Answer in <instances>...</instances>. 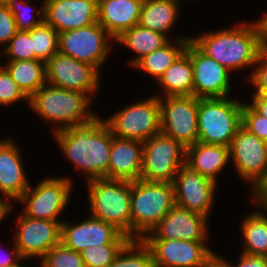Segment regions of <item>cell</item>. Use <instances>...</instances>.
<instances>
[{
  "label": "cell",
  "mask_w": 267,
  "mask_h": 267,
  "mask_svg": "<svg viewBox=\"0 0 267 267\" xmlns=\"http://www.w3.org/2000/svg\"><path fill=\"white\" fill-rule=\"evenodd\" d=\"M54 133L63 155L78 170L87 174V181L108 179L109 155L114 135L104 120L94 114L87 121Z\"/></svg>",
  "instance_id": "1"
},
{
  "label": "cell",
  "mask_w": 267,
  "mask_h": 267,
  "mask_svg": "<svg viewBox=\"0 0 267 267\" xmlns=\"http://www.w3.org/2000/svg\"><path fill=\"white\" fill-rule=\"evenodd\" d=\"M245 24V25H244ZM240 24L235 28L208 32L190 41L207 57L231 71L255 66L263 50L257 22Z\"/></svg>",
  "instance_id": "2"
},
{
  "label": "cell",
  "mask_w": 267,
  "mask_h": 267,
  "mask_svg": "<svg viewBox=\"0 0 267 267\" xmlns=\"http://www.w3.org/2000/svg\"><path fill=\"white\" fill-rule=\"evenodd\" d=\"M175 205L174 185L167 182H131V239H142ZM138 237V238H137Z\"/></svg>",
  "instance_id": "3"
},
{
  "label": "cell",
  "mask_w": 267,
  "mask_h": 267,
  "mask_svg": "<svg viewBox=\"0 0 267 267\" xmlns=\"http://www.w3.org/2000/svg\"><path fill=\"white\" fill-rule=\"evenodd\" d=\"M87 183L92 217L112 224L131 239V181L96 178Z\"/></svg>",
  "instance_id": "4"
},
{
  "label": "cell",
  "mask_w": 267,
  "mask_h": 267,
  "mask_svg": "<svg viewBox=\"0 0 267 267\" xmlns=\"http://www.w3.org/2000/svg\"><path fill=\"white\" fill-rule=\"evenodd\" d=\"M90 101L86 94L46 83L29 98V105L41 118L61 123L54 129L57 132L91 118L95 113L88 109Z\"/></svg>",
  "instance_id": "5"
},
{
  "label": "cell",
  "mask_w": 267,
  "mask_h": 267,
  "mask_svg": "<svg viewBox=\"0 0 267 267\" xmlns=\"http://www.w3.org/2000/svg\"><path fill=\"white\" fill-rule=\"evenodd\" d=\"M242 107L228 97L198 98V142L230 147L242 124Z\"/></svg>",
  "instance_id": "6"
},
{
  "label": "cell",
  "mask_w": 267,
  "mask_h": 267,
  "mask_svg": "<svg viewBox=\"0 0 267 267\" xmlns=\"http://www.w3.org/2000/svg\"><path fill=\"white\" fill-rule=\"evenodd\" d=\"M186 164V148L162 132L143 142L141 179L173 183L179 169Z\"/></svg>",
  "instance_id": "7"
},
{
  "label": "cell",
  "mask_w": 267,
  "mask_h": 267,
  "mask_svg": "<svg viewBox=\"0 0 267 267\" xmlns=\"http://www.w3.org/2000/svg\"><path fill=\"white\" fill-rule=\"evenodd\" d=\"M104 121L115 137L144 142L161 132L159 97L129 105Z\"/></svg>",
  "instance_id": "8"
},
{
  "label": "cell",
  "mask_w": 267,
  "mask_h": 267,
  "mask_svg": "<svg viewBox=\"0 0 267 267\" xmlns=\"http://www.w3.org/2000/svg\"><path fill=\"white\" fill-rule=\"evenodd\" d=\"M165 100V101H164ZM159 97L161 132L185 148L198 142V98L189 96Z\"/></svg>",
  "instance_id": "9"
},
{
  "label": "cell",
  "mask_w": 267,
  "mask_h": 267,
  "mask_svg": "<svg viewBox=\"0 0 267 267\" xmlns=\"http://www.w3.org/2000/svg\"><path fill=\"white\" fill-rule=\"evenodd\" d=\"M230 159L247 181L254 183V196L267 184V145L242 126L230 145Z\"/></svg>",
  "instance_id": "10"
},
{
  "label": "cell",
  "mask_w": 267,
  "mask_h": 267,
  "mask_svg": "<svg viewBox=\"0 0 267 267\" xmlns=\"http://www.w3.org/2000/svg\"><path fill=\"white\" fill-rule=\"evenodd\" d=\"M109 39L114 40L98 22H95L87 27L60 32L59 52L99 69L107 59Z\"/></svg>",
  "instance_id": "11"
},
{
  "label": "cell",
  "mask_w": 267,
  "mask_h": 267,
  "mask_svg": "<svg viewBox=\"0 0 267 267\" xmlns=\"http://www.w3.org/2000/svg\"><path fill=\"white\" fill-rule=\"evenodd\" d=\"M69 178H46L35 189L29 188L17 200L25 203L23 215L31 219L58 221L57 216L69 202L71 191Z\"/></svg>",
  "instance_id": "12"
},
{
  "label": "cell",
  "mask_w": 267,
  "mask_h": 267,
  "mask_svg": "<svg viewBox=\"0 0 267 267\" xmlns=\"http://www.w3.org/2000/svg\"><path fill=\"white\" fill-rule=\"evenodd\" d=\"M46 82L54 87L78 91L89 98L99 86V71L95 66L77 61L57 52L46 62Z\"/></svg>",
  "instance_id": "13"
},
{
  "label": "cell",
  "mask_w": 267,
  "mask_h": 267,
  "mask_svg": "<svg viewBox=\"0 0 267 267\" xmlns=\"http://www.w3.org/2000/svg\"><path fill=\"white\" fill-rule=\"evenodd\" d=\"M15 238V246L23 258L40 259L61 242V221L31 219L21 214Z\"/></svg>",
  "instance_id": "14"
},
{
  "label": "cell",
  "mask_w": 267,
  "mask_h": 267,
  "mask_svg": "<svg viewBox=\"0 0 267 267\" xmlns=\"http://www.w3.org/2000/svg\"><path fill=\"white\" fill-rule=\"evenodd\" d=\"M208 217L174 205L159 223L142 239H168L205 242ZM152 235V236H151Z\"/></svg>",
  "instance_id": "15"
},
{
  "label": "cell",
  "mask_w": 267,
  "mask_h": 267,
  "mask_svg": "<svg viewBox=\"0 0 267 267\" xmlns=\"http://www.w3.org/2000/svg\"><path fill=\"white\" fill-rule=\"evenodd\" d=\"M217 182L193 171L186 164L175 176V204L208 217Z\"/></svg>",
  "instance_id": "16"
},
{
  "label": "cell",
  "mask_w": 267,
  "mask_h": 267,
  "mask_svg": "<svg viewBox=\"0 0 267 267\" xmlns=\"http://www.w3.org/2000/svg\"><path fill=\"white\" fill-rule=\"evenodd\" d=\"M130 240L112 224L92 216L76 225L61 224V243L78 253L89 246L127 244Z\"/></svg>",
  "instance_id": "17"
},
{
  "label": "cell",
  "mask_w": 267,
  "mask_h": 267,
  "mask_svg": "<svg viewBox=\"0 0 267 267\" xmlns=\"http://www.w3.org/2000/svg\"><path fill=\"white\" fill-rule=\"evenodd\" d=\"M190 58L193 67V95L197 98L228 97L229 70L203 54L191 41Z\"/></svg>",
  "instance_id": "18"
},
{
  "label": "cell",
  "mask_w": 267,
  "mask_h": 267,
  "mask_svg": "<svg viewBox=\"0 0 267 267\" xmlns=\"http://www.w3.org/2000/svg\"><path fill=\"white\" fill-rule=\"evenodd\" d=\"M44 22L58 33L97 22L98 0H44Z\"/></svg>",
  "instance_id": "19"
},
{
  "label": "cell",
  "mask_w": 267,
  "mask_h": 267,
  "mask_svg": "<svg viewBox=\"0 0 267 267\" xmlns=\"http://www.w3.org/2000/svg\"><path fill=\"white\" fill-rule=\"evenodd\" d=\"M150 248L154 267H199L211 252L205 242L142 239Z\"/></svg>",
  "instance_id": "20"
},
{
  "label": "cell",
  "mask_w": 267,
  "mask_h": 267,
  "mask_svg": "<svg viewBox=\"0 0 267 267\" xmlns=\"http://www.w3.org/2000/svg\"><path fill=\"white\" fill-rule=\"evenodd\" d=\"M143 142L113 136L109 155L108 179H141Z\"/></svg>",
  "instance_id": "21"
},
{
  "label": "cell",
  "mask_w": 267,
  "mask_h": 267,
  "mask_svg": "<svg viewBox=\"0 0 267 267\" xmlns=\"http://www.w3.org/2000/svg\"><path fill=\"white\" fill-rule=\"evenodd\" d=\"M144 0H98L97 22L115 40L138 25Z\"/></svg>",
  "instance_id": "22"
},
{
  "label": "cell",
  "mask_w": 267,
  "mask_h": 267,
  "mask_svg": "<svg viewBox=\"0 0 267 267\" xmlns=\"http://www.w3.org/2000/svg\"><path fill=\"white\" fill-rule=\"evenodd\" d=\"M20 152L10 139L0 140V192L7 199H19L29 188Z\"/></svg>",
  "instance_id": "23"
},
{
  "label": "cell",
  "mask_w": 267,
  "mask_h": 267,
  "mask_svg": "<svg viewBox=\"0 0 267 267\" xmlns=\"http://www.w3.org/2000/svg\"><path fill=\"white\" fill-rule=\"evenodd\" d=\"M229 158L230 147L225 145L197 142L186 148V165L215 182Z\"/></svg>",
  "instance_id": "24"
},
{
  "label": "cell",
  "mask_w": 267,
  "mask_h": 267,
  "mask_svg": "<svg viewBox=\"0 0 267 267\" xmlns=\"http://www.w3.org/2000/svg\"><path fill=\"white\" fill-rule=\"evenodd\" d=\"M193 67L190 58V41L186 50L159 78L165 96L193 95Z\"/></svg>",
  "instance_id": "25"
},
{
  "label": "cell",
  "mask_w": 267,
  "mask_h": 267,
  "mask_svg": "<svg viewBox=\"0 0 267 267\" xmlns=\"http://www.w3.org/2000/svg\"><path fill=\"white\" fill-rule=\"evenodd\" d=\"M179 0H144L138 25L166 36L178 14Z\"/></svg>",
  "instance_id": "26"
},
{
  "label": "cell",
  "mask_w": 267,
  "mask_h": 267,
  "mask_svg": "<svg viewBox=\"0 0 267 267\" xmlns=\"http://www.w3.org/2000/svg\"><path fill=\"white\" fill-rule=\"evenodd\" d=\"M3 67L28 98L47 83L46 63L41 60L7 61Z\"/></svg>",
  "instance_id": "27"
},
{
  "label": "cell",
  "mask_w": 267,
  "mask_h": 267,
  "mask_svg": "<svg viewBox=\"0 0 267 267\" xmlns=\"http://www.w3.org/2000/svg\"><path fill=\"white\" fill-rule=\"evenodd\" d=\"M177 45L169 41L160 49H157L139 59L134 67L144 70L154 76L157 81L175 60L186 50L190 38H178ZM177 46V47H176Z\"/></svg>",
  "instance_id": "28"
},
{
  "label": "cell",
  "mask_w": 267,
  "mask_h": 267,
  "mask_svg": "<svg viewBox=\"0 0 267 267\" xmlns=\"http://www.w3.org/2000/svg\"><path fill=\"white\" fill-rule=\"evenodd\" d=\"M114 41H118L138 54L129 62L134 65L143 56L163 47L169 39L162 33L136 25L123 32Z\"/></svg>",
  "instance_id": "29"
},
{
  "label": "cell",
  "mask_w": 267,
  "mask_h": 267,
  "mask_svg": "<svg viewBox=\"0 0 267 267\" xmlns=\"http://www.w3.org/2000/svg\"><path fill=\"white\" fill-rule=\"evenodd\" d=\"M244 254L267 257V215L253 212L242 222Z\"/></svg>",
  "instance_id": "30"
},
{
  "label": "cell",
  "mask_w": 267,
  "mask_h": 267,
  "mask_svg": "<svg viewBox=\"0 0 267 267\" xmlns=\"http://www.w3.org/2000/svg\"><path fill=\"white\" fill-rule=\"evenodd\" d=\"M108 267H154L151 250L142 239H131Z\"/></svg>",
  "instance_id": "31"
},
{
  "label": "cell",
  "mask_w": 267,
  "mask_h": 267,
  "mask_svg": "<svg viewBox=\"0 0 267 267\" xmlns=\"http://www.w3.org/2000/svg\"><path fill=\"white\" fill-rule=\"evenodd\" d=\"M36 55V60L47 62L59 52V33L50 25L43 22L30 30Z\"/></svg>",
  "instance_id": "32"
},
{
  "label": "cell",
  "mask_w": 267,
  "mask_h": 267,
  "mask_svg": "<svg viewBox=\"0 0 267 267\" xmlns=\"http://www.w3.org/2000/svg\"><path fill=\"white\" fill-rule=\"evenodd\" d=\"M126 244L89 246L80 252L85 267H108Z\"/></svg>",
  "instance_id": "33"
},
{
  "label": "cell",
  "mask_w": 267,
  "mask_h": 267,
  "mask_svg": "<svg viewBox=\"0 0 267 267\" xmlns=\"http://www.w3.org/2000/svg\"><path fill=\"white\" fill-rule=\"evenodd\" d=\"M40 261L42 267H85L80 253L61 242L51 248Z\"/></svg>",
  "instance_id": "34"
},
{
  "label": "cell",
  "mask_w": 267,
  "mask_h": 267,
  "mask_svg": "<svg viewBox=\"0 0 267 267\" xmlns=\"http://www.w3.org/2000/svg\"><path fill=\"white\" fill-rule=\"evenodd\" d=\"M4 54L10 57L9 61L36 60L33 39L30 31H17L11 38Z\"/></svg>",
  "instance_id": "35"
},
{
  "label": "cell",
  "mask_w": 267,
  "mask_h": 267,
  "mask_svg": "<svg viewBox=\"0 0 267 267\" xmlns=\"http://www.w3.org/2000/svg\"><path fill=\"white\" fill-rule=\"evenodd\" d=\"M29 4L25 1L19 0H12L8 5L11 13L14 16V20L16 23L17 30L19 31H30L34 27L40 26L44 22V6L40 8L36 14L39 16L40 19H34L33 16L29 14V10H27V6ZM19 7H23L22 11ZM42 9V10H41ZM42 14V15H39Z\"/></svg>",
  "instance_id": "36"
},
{
  "label": "cell",
  "mask_w": 267,
  "mask_h": 267,
  "mask_svg": "<svg viewBox=\"0 0 267 267\" xmlns=\"http://www.w3.org/2000/svg\"><path fill=\"white\" fill-rule=\"evenodd\" d=\"M241 126L259 139L267 141V118L259 114L250 104H243Z\"/></svg>",
  "instance_id": "37"
},
{
  "label": "cell",
  "mask_w": 267,
  "mask_h": 267,
  "mask_svg": "<svg viewBox=\"0 0 267 267\" xmlns=\"http://www.w3.org/2000/svg\"><path fill=\"white\" fill-rule=\"evenodd\" d=\"M29 98L23 93L16 82L11 78L8 71L2 66L0 68V105H10L19 100Z\"/></svg>",
  "instance_id": "38"
},
{
  "label": "cell",
  "mask_w": 267,
  "mask_h": 267,
  "mask_svg": "<svg viewBox=\"0 0 267 267\" xmlns=\"http://www.w3.org/2000/svg\"><path fill=\"white\" fill-rule=\"evenodd\" d=\"M257 68L251 73V84H254L256 91L254 94L267 96V51L262 50L258 55L255 65Z\"/></svg>",
  "instance_id": "39"
},
{
  "label": "cell",
  "mask_w": 267,
  "mask_h": 267,
  "mask_svg": "<svg viewBox=\"0 0 267 267\" xmlns=\"http://www.w3.org/2000/svg\"><path fill=\"white\" fill-rule=\"evenodd\" d=\"M17 31L14 16L9 7L0 5V45L9 43Z\"/></svg>",
  "instance_id": "40"
},
{
  "label": "cell",
  "mask_w": 267,
  "mask_h": 267,
  "mask_svg": "<svg viewBox=\"0 0 267 267\" xmlns=\"http://www.w3.org/2000/svg\"><path fill=\"white\" fill-rule=\"evenodd\" d=\"M233 267H267V257L242 253L238 265Z\"/></svg>",
  "instance_id": "41"
},
{
  "label": "cell",
  "mask_w": 267,
  "mask_h": 267,
  "mask_svg": "<svg viewBox=\"0 0 267 267\" xmlns=\"http://www.w3.org/2000/svg\"><path fill=\"white\" fill-rule=\"evenodd\" d=\"M222 257H218L216 253L211 251L206 258L203 260L202 264L199 267H233L227 261H224Z\"/></svg>",
  "instance_id": "42"
},
{
  "label": "cell",
  "mask_w": 267,
  "mask_h": 267,
  "mask_svg": "<svg viewBox=\"0 0 267 267\" xmlns=\"http://www.w3.org/2000/svg\"><path fill=\"white\" fill-rule=\"evenodd\" d=\"M14 248L13 256H11L12 254L7 256L4 255L3 257L0 255V267H15L19 264L18 261H20V259L24 260V258L20 255L19 250L16 248L15 243Z\"/></svg>",
  "instance_id": "43"
},
{
  "label": "cell",
  "mask_w": 267,
  "mask_h": 267,
  "mask_svg": "<svg viewBox=\"0 0 267 267\" xmlns=\"http://www.w3.org/2000/svg\"><path fill=\"white\" fill-rule=\"evenodd\" d=\"M253 102L250 104L259 114L267 118V96L253 94Z\"/></svg>",
  "instance_id": "44"
},
{
  "label": "cell",
  "mask_w": 267,
  "mask_h": 267,
  "mask_svg": "<svg viewBox=\"0 0 267 267\" xmlns=\"http://www.w3.org/2000/svg\"><path fill=\"white\" fill-rule=\"evenodd\" d=\"M256 22L260 30L262 49L267 51V14H265L262 19L256 20Z\"/></svg>",
  "instance_id": "45"
},
{
  "label": "cell",
  "mask_w": 267,
  "mask_h": 267,
  "mask_svg": "<svg viewBox=\"0 0 267 267\" xmlns=\"http://www.w3.org/2000/svg\"><path fill=\"white\" fill-rule=\"evenodd\" d=\"M253 198L258 206L267 210V184Z\"/></svg>",
  "instance_id": "46"
},
{
  "label": "cell",
  "mask_w": 267,
  "mask_h": 267,
  "mask_svg": "<svg viewBox=\"0 0 267 267\" xmlns=\"http://www.w3.org/2000/svg\"><path fill=\"white\" fill-rule=\"evenodd\" d=\"M12 205L8 203V201H4L0 198V221L5 218V215L9 213Z\"/></svg>",
  "instance_id": "47"
},
{
  "label": "cell",
  "mask_w": 267,
  "mask_h": 267,
  "mask_svg": "<svg viewBox=\"0 0 267 267\" xmlns=\"http://www.w3.org/2000/svg\"><path fill=\"white\" fill-rule=\"evenodd\" d=\"M12 0H0L1 6H8Z\"/></svg>",
  "instance_id": "48"
}]
</instances>
